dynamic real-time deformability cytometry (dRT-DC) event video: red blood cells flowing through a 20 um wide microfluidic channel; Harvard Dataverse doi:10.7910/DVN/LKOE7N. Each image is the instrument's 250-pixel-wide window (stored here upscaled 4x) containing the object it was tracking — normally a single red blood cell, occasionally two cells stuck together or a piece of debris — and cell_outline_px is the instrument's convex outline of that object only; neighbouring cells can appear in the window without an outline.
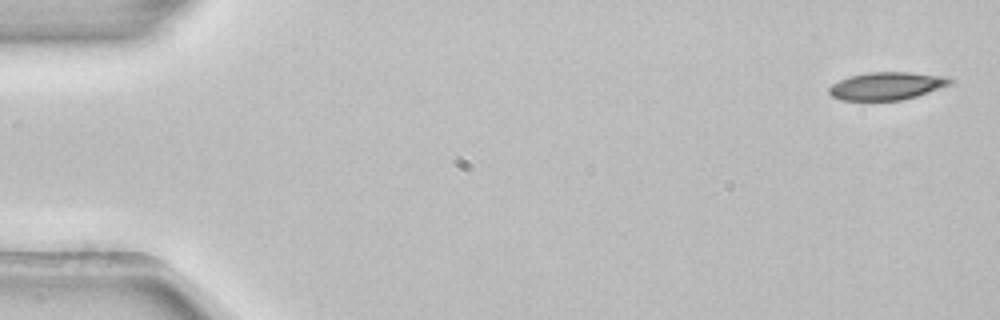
{"species": "common noctule bat (a hibernating species)", "species_latin": "Nyctalus noctula", "temperature_condition": "room temperature", "stored_images_in_passage": 5, "camera_frame_rate_fps": 3000, "um_per_image_px": 0.085, "animal": {"sex": "female", "body_mass_g": 22.7, "forearm_length_mm": 54.2}, "frame": {"image": 1, "passage_image": 1, "time_ms": 0.0, "image_size_px": [1000, 320], "cell_outline_px": [[952, 80], [948, 84], [928, 92], [916, 96], [900, 100], [840, 100], [832, 96], [828, 92], [828, 88], [832, 84], [848, 76], [868, 72], [908, 72], [944, 76]], "centroid_in_image_um": [75.29, 7.3], "position_along_channel_um": 9.7, "area_um2": 19.31}}
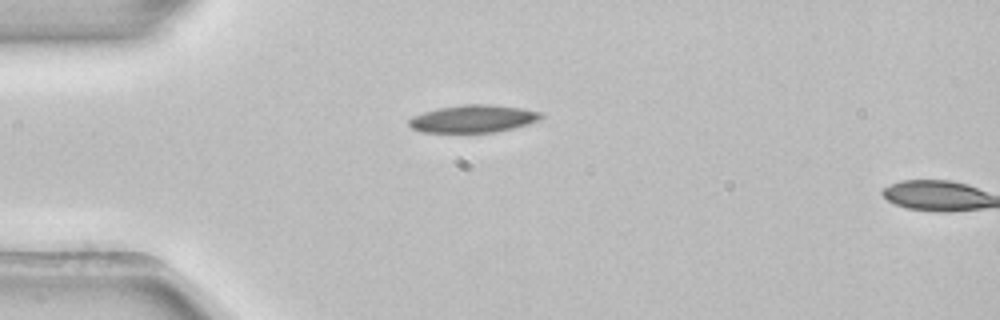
{"frame": {"image": 2, "passage_image": 4, "time_ms": 1.0, "image_size_px": [1000, 320], "cell_outline_px": [[544, 116], [528, 124], [496, 132], [420, 132], [412, 128], [408, 124], [408, 120], [412, 116], [424, 112], [440, 108], [464, 104], [488, 104], [524, 108], [544, 112]], "centroid_in_image_um": [40.24, 10.09], "position_along_channel_um": 44.8, "area_um2": 21.21}}